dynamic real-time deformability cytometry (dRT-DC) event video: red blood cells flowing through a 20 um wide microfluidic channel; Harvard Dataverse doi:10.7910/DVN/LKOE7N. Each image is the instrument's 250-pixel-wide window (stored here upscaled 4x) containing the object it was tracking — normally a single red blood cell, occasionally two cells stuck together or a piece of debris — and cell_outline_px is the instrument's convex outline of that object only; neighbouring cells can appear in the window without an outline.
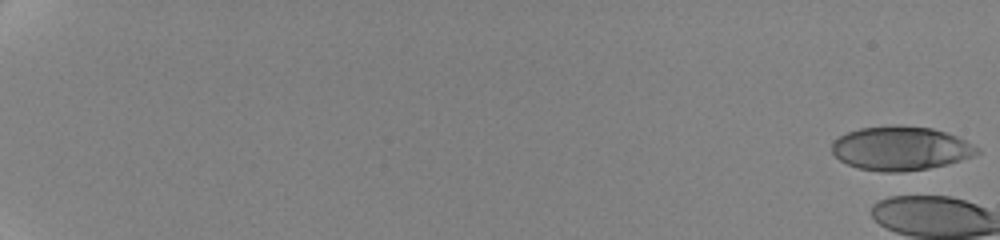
{"species": "human", "species_latin": "Homo sapiens", "temperature_condition": "cold", "stored_images_in_passage": 11, "camera_frame_rate_fps": 3000, "um_per_image_px": 0.085, "donor": {"sex": "female"}, "frame": {"image": 1, "passage_image": 1, "time_ms": 0.0, "image_size_px": [1000, 240], "cell_outline_px": [[980, 152], [972, 156], [948, 164], [928, 168], [900, 172], [880, 172], [860, 168], [848, 164], [840, 160], [832, 152], [832, 144], [840, 136], [848, 132], [860, 128], [896, 124], [932, 128], [956, 136], [980, 148]], "centroid_in_image_um": [76.56, 12.6], "position_along_channel_um": 8.4, "area_um2": 37.05}}
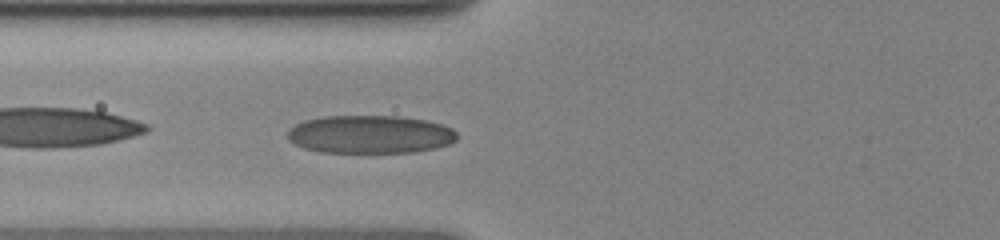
{"frame": {"image": 2, "passage_image": 11, "time_ms": 9.667, "image_size_px": [1000, 240], "cell_outline_px": [[456, 140], [448, 144], [436, 148], [412, 152], [320, 152], [304, 148], [288, 140], [288, 128], [304, 120], [324, 116], [396, 116], [424, 120], [440, 124], [452, 128], [456, 132]], "centroid_in_image_um": [31.43, 11.42], "position_along_channel_um": 94.4, "area_um2": 37.51}}